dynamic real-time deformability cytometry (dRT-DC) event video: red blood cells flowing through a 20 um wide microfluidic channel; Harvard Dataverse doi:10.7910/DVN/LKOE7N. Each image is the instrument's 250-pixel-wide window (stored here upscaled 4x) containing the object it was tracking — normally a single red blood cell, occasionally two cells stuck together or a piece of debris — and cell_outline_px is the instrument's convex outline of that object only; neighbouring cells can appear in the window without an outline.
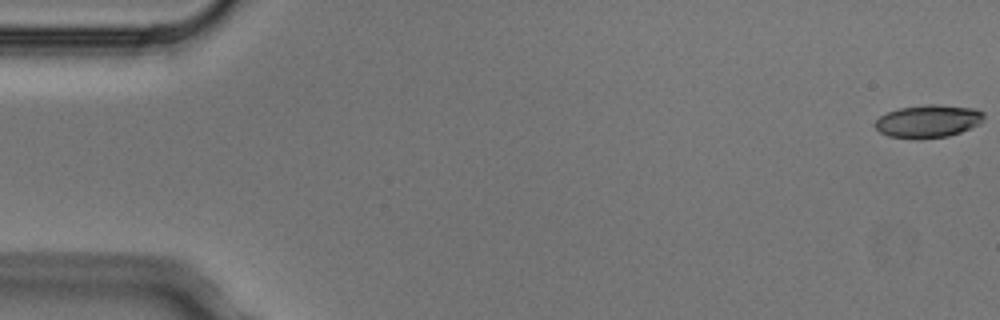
{"species": "Egyptian fruit bat (a non-hibernating species)", "species_latin": "Rousettus aegyptiacus", "temperature_condition": "cold", "stored_images_in_passage": 5, "camera_frame_rate_fps": 3000, "um_per_image_px": 0.085, "animal": {"sex": "male"}, "frame": {"image": 1, "passage_image": 1, "time_ms": 0.0, "image_size_px": [1000, 320], "cell_outline_px": [[984, 120], [980, 124], [960, 132], [948, 136], [888, 136], [880, 132], [872, 124], [880, 116], [888, 112], [900, 108], [924, 104], [936, 104], [976, 108], [984, 112]], "centroid_in_image_um": [78.93, 10.25], "position_along_channel_um": 6.1, "area_um2": 20.29}}
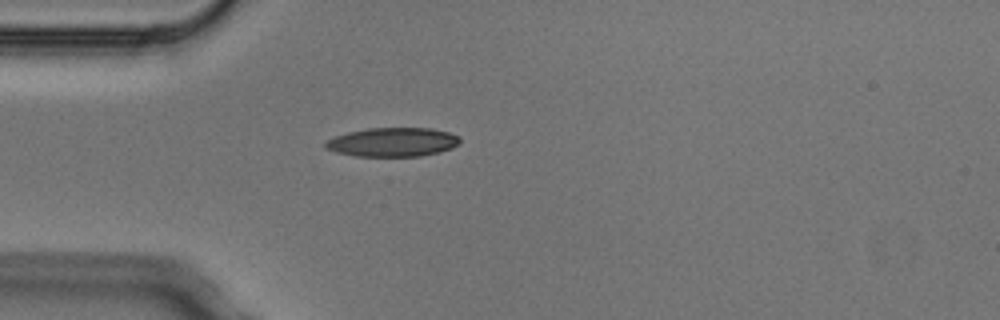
{"frame": {"image": 2, "passage_image": 5, "time_ms": 1.333, "image_size_px": [1000, 320], "cell_outline_px": [[460, 144], [452, 148], [440, 152], [420, 156], [356, 156], [336, 152], [324, 148], [324, 144], [328, 140], [336, 136], [348, 132], [368, 128], [432, 128], [448, 132], [460, 136]], "centroid_in_image_um": [33.41, 12.08], "position_along_channel_um": 51.6, "area_um2": 22.77}}